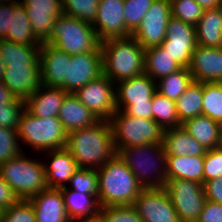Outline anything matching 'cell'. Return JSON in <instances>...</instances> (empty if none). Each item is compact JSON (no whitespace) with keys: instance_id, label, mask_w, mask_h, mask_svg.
Segmentation results:
<instances>
[{"instance_id":"6da1fadb","label":"cell","mask_w":222,"mask_h":222,"mask_svg":"<svg viewBox=\"0 0 222 222\" xmlns=\"http://www.w3.org/2000/svg\"><path fill=\"white\" fill-rule=\"evenodd\" d=\"M66 149L76 160L78 168H101L117 154L110 122L99 120L93 126L71 131Z\"/></svg>"},{"instance_id":"7a4b0ae2","label":"cell","mask_w":222,"mask_h":222,"mask_svg":"<svg viewBox=\"0 0 222 222\" xmlns=\"http://www.w3.org/2000/svg\"><path fill=\"white\" fill-rule=\"evenodd\" d=\"M97 174L101 208L133 205L144 189L118 154L97 169Z\"/></svg>"},{"instance_id":"3957f363","label":"cell","mask_w":222,"mask_h":222,"mask_svg":"<svg viewBox=\"0 0 222 222\" xmlns=\"http://www.w3.org/2000/svg\"><path fill=\"white\" fill-rule=\"evenodd\" d=\"M101 52L103 74L114 83L145 73V49L132 36L102 41Z\"/></svg>"},{"instance_id":"277c9868","label":"cell","mask_w":222,"mask_h":222,"mask_svg":"<svg viewBox=\"0 0 222 222\" xmlns=\"http://www.w3.org/2000/svg\"><path fill=\"white\" fill-rule=\"evenodd\" d=\"M117 154L144 189L164 188L167 181V155L163 144L121 148Z\"/></svg>"},{"instance_id":"5b68a950","label":"cell","mask_w":222,"mask_h":222,"mask_svg":"<svg viewBox=\"0 0 222 222\" xmlns=\"http://www.w3.org/2000/svg\"><path fill=\"white\" fill-rule=\"evenodd\" d=\"M39 161V162H38ZM0 177L5 180L23 200L48 188L44 162L20 155L0 163Z\"/></svg>"},{"instance_id":"8992f818","label":"cell","mask_w":222,"mask_h":222,"mask_svg":"<svg viewBox=\"0 0 222 222\" xmlns=\"http://www.w3.org/2000/svg\"><path fill=\"white\" fill-rule=\"evenodd\" d=\"M17 133L23 144L41 153L66 148L68 133L58 117L40 118L24 110Z\"/></svg>"},{"instance_id":"52a82bcc","label":"cell","mask_w":222,"mask_h":222,"mask_svg":"<svg viewBox=\"0 0 222 222\" xmlns=\"http://www.w3.org/2000/svg\"><path fill=\"white\" fill-rule=\"evenodd\" d=\"M44 42L75 55L101 51L102 41L91 24L63 14L56 19L50 36Z\"/></svg>"},{"instance_id":"ba28073f","label":"cell","mask_w":222,"mask_h":222,"mask_svg":"<svg viewBox=\"0 0 222 222\" xmlns=\"http://www.w3.org/2000/svg\"><path fill=\"white\" fill-rule=\"evenodd\" d=\"M109 122L116 151L147 144H162L164 129L153 119L137 118L117 110Z\"/></svg>"},{"instance_id":"9c48e42d","label":"cell","mask_w":222,"mask_h":222,"mask_svg":"<svg viewBox=\"0 0 222 222\" xmlns=\"http://www.w3.org/2000/svg\"><path fill=\"white\" fill-rule=\"evenodd\" d=\"M180 222H197L206 201L204 184L187 179L167 180L164 186Z\"/></svg>"},{"instance_id":"30bf717a","label":"cell","mask_w":222,"mask_h":222,"mask_svg":"<svg viewBox=\"0 0 222 222\" xmlns=\"http://www.w3.org/2000/svg\"><path fill=\"white\" fill-rule=\"evenodd\" d=\"M115 83L102 74L78 89L74 95L100 120L109 121L116 108Z\"/></svg>"},{"instance_id":"8fae6325","label":"cell","mask_w":222,"mask_h":222,"mask_svg":"<svg viewBox=\"0 0 222 222\" xmlns=\"http://www.w3.org/2000/svg\"><path fill=\"white\" fill-rule=\"evenodd\" d=\"M171 17L170 0H154L131 36L144 49L161 46L166 37V28Z\"/></svg>"},{"instance_id":"7c38bea8","label":"cell","mask_w":222,"mask_h":222,"mask_svg":"<svg viewBox=\"0 0 222 222\" xmlns=\"http://www.w3.org/2000/svg\"><path fill=\"white\" fill-rule=\"evenodd\" d=\"M196 46V27L171 17L167 24L166 37L161 44L165 52L181 67L188 68Z\"/></svg>"},{"instance_id":"4fadbf2b","label":"cell","mask_w":222,"mask_h":222,"mask_svg":"<svg viewBox=\"0 0 222 222\" xmlns=\"http://www.w3.org/2000/svg\"><path fill=\"white\" fill-rule=\"evenodd\" d=\"M133 206L143 222H180L165 188L143 189Z\"/></svg>"},{"instance_id":"5bb4252c","label":"cell","mask_w":222,"mask_h":222,"mask_svg":"<svg viewBox=\"0 0 222 222\" xmlns=\"http://www.w3.org/2000/svg\"><path fill=\"white\" fill-rule=\"evenodd\" d=\"M102 74L103 56L101 51L71 55V60L68 62L67 77L60 87L67 93H75Z\"/></svg>"},{"instance_id":"9a60e30c","label":"cell","mask_w":222,"mask_h":222,"mask_svg":"<svg viewBox=\"0 0 222 222\" xmlns=\"http://www.w3.org/2000/svg\"><path fill=\"white\" fill-rule=\"evenodd\" d=\"M101 41L110 38H129L124 18V0H99L96 19L92 25Z\"/></svg>"},{"instance_id":"2e32d148","label":"cell","mask_w":222,"mask_h":222,"mask_svg":"<svg viewBox=\"0 0 222 222\" xmlns=\"http://www.w3.org/2000/svg\"><path fill=\"white\" fill-rule=\"evenodd\" d=\"M1 82L16 99L25 101L42 86L40 64L5 65Z\"/></svg>"},{"instance_id":"e0dca14e","label":"cell","mask_w":222,"mask_h":222,"mask_svg":"<svg viewBox=\"0 0 222 222\" xmlns=\"http://www.w3.org/2000/svg\"><path fill=\"white\" fill-rule=\"evenodd\" d=\"M36 37L44 42L51 34L56 19L63 15L62 0H20Z\"/></svg>"},{"instance_id":"ac0fdd59","label":"cell","mask_w":222,"mask_h":222,"mask_svg":"<svg viewBox=\"0 0 222 222\" xmlns=\"http://www.w3.org/2000/svg\"><path fill=\"white\" fill-rule=\"evenodd\" d=\"M195 82H222V47L197 45L188 67Z\"/></svg>"},{"instance_id":"d6986e66","label":"cell","mask_w":222,"mask_h":222,"mask_svg":"<svg viewBox=\"0 0 222 222\" xmlns=\"http://www.w3.org/2000/svg\"><path fill=\"white\" fill-rule=\"evenodd\" d=\"M71 55L53 46L42 42L40 46V68L42 85L60 87L67 77L68 62Z\"/></svg>"},{"instance_id":"ffe728a7","label":"cell","mask_w":222,"mask_h":222,"mask_svg":"<svg viewBox=\"0 0 222 222\" xmlns=\"http://www.w3.org/2000/svg\"><path fill=\"white\" fill-rule=\"evenodd\" d=\"M116 105L148 103L156 91V81L146 73L115 84Z\"/></svg>"},{"instance_id":"44dd1931","label":"cell","mask_w":222,"mask_h":222,"mask_svg":"<svg viewBox=\"0 0 222 222\" xmlns=\"http://www.w3.org/2000/svg\"><path fill=\"white\" fill-rule=\"evenodd\" d=\"M29 200L35 210L36 222H71L61 189L47 188Z\"/></svg>"},{"instance_id":"7402d4cb","label":"cell","mask_w":222,"mask_h":222,"mask_svg":"<svg viewBox=\"0 0 222 222\" xmlns=\"http://www.w3.org/2000/svg\"><path fill=\"white\" fill-rule=\"evenodd\" d=\"M44 153H48L49 156L47 154L46 157L51 159L50 163L47 162L48 164L44 162L48 188L60 189L66 187L71 176L78 169L76 160L66 148L51 150Z\"/></svg>"},{"instance_id":"603a6c76","label":"cell","mask_w":222,"mask_h":222,"mask_svg":"<svg viewBox=\"0 0 222 222\" xmlns=\"http://www.w3.org/2000/svg\"><path fill=\"white\" fill-rule=\"evenodd\" d=\"M67 94L61 87L42 85L25 100V110L40 118L58 117L63 99Z\"/></svg>"},{"instance_id":"cb8c5ba5","label":"cell","mask_w":222,"mask_h":222,"mask_svg":"<svg viewBox=\"0 0 222 222\" xmlns=\"http://www.w3.org/2000/svg\"><path fill=\"white\" fill-rule=\"evenodd\" d=\"M58 118L67 133L93 126L100 120L82 104L74 93H68L63 99Z\"/></svg>"},{"instance_id":"d4e9b609","label":"cell","mask_w":222,"mask_h":222,"mask_svg":"<svg viewBox=\"0 0 222 222\" xmlns=\"http://www.w3.org/2000/svg\"><path fill=\"white\" fill-rule=\"evenodd\" d=\"M162 144L167 156H204L207 151L182 126L164 129Z\"/></svg>"},{"instance_id":"484cf974","label":"cell","mask_w":222,"mask_h":222,"mask_svg":"<svg viewBox=\"0 0 222 222\" xmlns=\"http://www.w3.org/2000/svg\"><path fill=\"white\" fill-rule=\"evenodd\" d=\"M69 220L94 218L99 215L100 204L96 194H85L66 187L60 188Z\"/></svg>"},{"instance_id":"4316f807","label":"cell","mask_w":222,"mask_h":222,"mask_svg":"<svg viewBox=\"0 0 222 222\" xmlns=\"http://www.w3.org/2000/svg\"><path fill=\"white\" fill-rule=\"evenodd\" d=\"M182 127L206 150L219 148L222 125L206 115L187 119Z\"/></svg>"},{"instance_id":"83f0119b","label":"cell","mask_w":222,"mask_h":222,"mask_svg":"<svg viewBox=\"0 0 222 222\" xmlns=\"http://www.w3.org/2000/svg\"><path fill=\"white\" fill-rule=\"evenodd\" d=\"M167 180L187 179L204 184V156H167Z\"/></svg>"},{"instance_id":"f1b7e54d","label":"cell","mask_w":222,"mask_h":222,"mask_svg":"<svg viewBox=\"0 0 222 222\" xmlns=\"http://www.w3.org/2000/svg\"><path fill=\"white\" fill-rule=\"evenodd\" d=\"M195 27L197 45L210 48L222 47V13L219 7L204 10Z\"/></svg>"},{"instance_id":"f546056e","label":"cell","mask_w":222,"mask_h":222,"mask_svg":"<svg viewBox=\"0 0 222 222\" xmlns=\"http://www.w3.org/2000/svg\"><path fill=\"white\" fill-rule=\"evenodd\" d=\"M4 39L28 46H41L42 44L33 33V28L26 14L25 6L20 1L13 6L10 30Z\"/></svg>"},{"instance_id":"4dcf8cb0","label":"cell","mask_w":222,"mask_h":222,"mask_svg":"<svg viewBox=\"0 0 222 222\" xmlns=\"http://www.w3.org/2000/svg\"><path fill=\"white\" fill-rule=\"evenodd\" d=\"M0 57L4 66L40 64V46H28L0 39Z\"/></svg>"},{"instance_id":"1f68e13d","label":"cell","mask_w":222,"mask_h":222,"mask_svg":"<svg viewBox=\"0 0 222 222\" xmlns=\"http://www.w3.org/2000/svg\"><path fill=\"white\" fill-rule=\"evenodd\" d=\"M145 73L157 81L182 67L161 46L145 49Z\"/></svg>"},{"instance_id":"d6a6232c","label":"cell","mask_w":222,"mask_h":222,"mask_svg":"<svg viewBox=\"0 0 222 222\" xmlns=\"http://www.w3.org/2000/svg\"><path fill=\"white\" fill-rule=\"evenodd\" d=\"M175 103L181 124L187 119L202 115L203 83L193 81Z\"/></svg>"},{"instance_id":"836d02e7","label":"cell","mask_w":222,"mask_h":222,"mask_svg":"<svg viewBox=\"0 0 222 222\" xmlns=\"http://www.w3.org/2000/svg\"><path fill=\"white\" fill-rule=\"evenodd\" d=\"M193 81L190 70L186 67H182L178 71L157 80L156 91L160 95L176 101Z\"/></svg>"},{"instance_id":"e575fe53","label":"cell","mask_w":222,"mask_h":222,"mask_svg":"<svg viewBox=\"0 0 222 222\" xmlns=\"http://www.w3.org/2000/svg\"><path fill=\"white\" fill-rule=\"evenodd\" d=\"M153 120L163 129L182 126L176 111V103L156 92L152 97Z\"/></svg>"},{"instance_id":"d590c367","label":"cell","mask_w":222,"mask_h":222,"mask_svg":"<svg viewBox=\"0 0 222 222\" xmlns=\"http://www.w3.org/2000/svg\"><path fill=\"white\" fill-rule=\"evenodd\" d=\"M202 114L222 125V82L203 83Z\"/></svg>"},{"instance_id":"8d00e7d4","label":"cell","mask_w":222,"mask_h":222,"mask_svg":"<svg viewBox=\"0 0 222 222\" xmlns=\"http://www.w3.org/2000/svg\"><path fill=\"white\" fill-rule=\"evenodd\" d=\"M99 0H62L65 15L76 17L81 21L94 24Z\"/></svg>"},{"instance_id":"74e56055","label":"cell","mask_w":222,"mask_h":222,"mask_svg":"<svg viewBox=\"0 0 222 222\" xmlns=\"http://www.w3.org/2000/svg\"><path fill=\"white\" fill-rule=\"evenodd\" d=\"M172 17L196 26L204 9L195 0H170Z\"/></svg>"},{"instance_id":"f35d334b","label":"cell","mask_w":222,"mask_h":222,"mask_svg":"<svg viewBox=\"0 0 222 222\" xmlns=\"http://www.w3.org/2000/svg\"><path fill=\"white\" fill-rule=\"evenodd\" d=\"M70 187L77 192L85 194H96L98 196V174L97 169L78 168L69 180Z\"/></svg>"},{"instance_id":"ab89813d","label":"cell","mask_w":222,"mask_h":222,"mask_svg":"<svg viewBox=\"0 0 222 222\" xmlns=\"http://www.w3.org/2000/svg\"><path fill=\"white\" fill-rule=\"evenodd\" d=\"M154 0H124V18L127 29L133 33Z\"/></svg>"},{"instance_id":"60d3db41","label":"cell","mask_w":222,"mask_h":222,"mask_svg":"<svg viewBox=\"0 0 222 222\" xmlns=\"http://www.w3.org/2000/svg\"><path fill=\"white\" fill-rule=\"evenodd\" d=\"M20 144L17 129L0 126V163L20 155Z\"/></svg>"},{"instance_id":"b9f144b4","label":"cell","mask_w":222,"mask_h":222,"mask_svg":"<svg viewBox=\"0 0 222 222\" xmlns=\"http://www.w3.org/2000/svg\"><path fill=\"white\" fill-rule=\"evenodd\" d=\"M99 216L102 222H143L133 205L104 207Z\"/></svg>"},{"instance_id":"7bdbcfd3","label":"cell","mask_w":222,"mask_h":222,"mask_svg":"<svg viewBox=\"0 0 222 222\" xmlns=\"http://www.w3.org/2000/svg\"><path fill=\"white\" fill-rule=\"evenodd\" d=\"M2 222H36V214L30 200L20 199L4 209Z\"/></svg>"},{"instance_id":"ee69618b","label":"cell","mask_w":222,"mask_h":222,"mask_svg":"<svg viewBox=\"0 0 222 222\" xmlns=\"http://www.w3.org/2000/svg\"><path fill=\"white\" fill-rule=\"evenodd\" d=\"M25 110V101L16 99L11 104L0 106V126L18 129V123L21 114Z\"/></svg>"},{"instance_id":"f6af8a7d","label":"cell","mask_w":222,"mask_h":222,"mask_svg":"<svg viewBox=\"0 0 222 222\" xmlns=\"http://www.w3.org/2000/svg\"><path fill=\"white\" fill-rule=\"evenodd\" d=\"M222 176V148L207 150L204 155V184Z\"/></svg>"},{"instance_id":"bcb514c9","label":"cell","mask_w":222,"mask_h":222,"mask_svg":"<svg viewBox=\"0 0 222 222\" xmlns=\"http://www.w3.org/2000/svg\"><path fill=\"white\" fill-rule=\"evenodd\" d=\"M117 110L124 111L127 115L137 118L153 119L152 99L148 103L132 105H116Z\"/></svg>"},{"instance_id":"7dc6e473","label":"cell","mask_w":222,"mask_h":222,"mask_svg":"<svg viewBox=\"0 0 222 222\" xmlns=\"http://www.w3.org/2000/svg\"><path fill=\"white\" fill-rule=\"evenodd\" d=\"M197 222H222V204L206 199Z\"/></svg>"},{"instance_id":"c3c4849f","label":"cell","mask_w":222,"mask_h":222,"mask_svg":"<svg viewBox=\"0 0 222 222\" xmlns=\"http://www.w3.org/2000/svg\"><path fill=\"white\" fill-rule=\"evenodd\" d=\"M16 1L3 0L0 3V39H4L10 30L11 15Z\"/></svg>"},{"instance_id":"681fc988","label":"cell","mask_w":222,"mask_h":222,"mask_svg":"<svg viewBox=\"0 0 222 222\" xmlns=\"http://www.w3.org/2000/svg\"><path fill=\"white\" fill-rule=\"evenodd\" d=\"M20 198L13 188L0 177V207L4 210L16 204Z\"/></svg>"},{"instance_id":"f907efd6","label":"cell","mask_w":222,"mask_h":222,"mask_svg":"<svg viewBox=\"0 0 222 222\" xmlns=\"http://www.w3.org/2000/svg\"><path fill=\"white\" fill-rule=\"evenodd\" d=\"M206 199L222 204V176L204 184Z\"/></svg>"},{"instance_id":"816d5d0a","label":"cell","mask_w":222,"mask_h":222,"mask_svg":"<svg viewBox=\"0 0 222 222\" xmlns=\"http://www.w3.org/2000/svg\"><path fill=\"white\" fill-rule=\"evenodd\" d=\"M16 100L11 91L0 81V106L11 104Z\"/></svg>"},{"instance_id":"f5cc1de1","label":"cell","mask_w":222,"mask_h":222,"mask_svg":"<svg viewBox=\"0 0 222 222\" xmlns=\"http://www.w3.org/2000/svg\"><path fill=\"white\" fill-rule=\"evenodd\" d=\"M204 10L218 8L222 0H195Z\"/></svg>"},{"instance_id":"db71d44e","label":"cell","mask_w":222,"mask_h":222,"mask_svg":"<svg viewBox=\"0 0 222 222\" xmlns=\"http://www.w3.org/2000/svg\"><path fill=\"white\" fill-rule=\"evenodd\" d=\"M72 222H102L101 217L98 215L94 218H87V219H77Z\"/></svg>"},{"instance_id":"11a10c76","label":"cell","mask_w":222,"mask_h":222,"mask_svg":"<svg viewBox=\"0 0 222 222\" xmlns=\"http://www.w3.org/2000/svg\"><path fill=\"white\" fill-rule=\"evenodd\" d=\"M4 70H5L4 62L2 61L0 57V81L2 80Z\"/></svg>"},{"instance_id":"9f6ffc18","label":"cell","mask_w":222,"mask_h":222,"mask_svg":"<svg viewBox=\"0 0 222 222\" xmlns=\"http://www.w3.org/2000/svg\"><path fill=\"white\" fill-rule=\"evenodd\" d=\"M3 209L0 207V222H2L3 219Z\"/></svg>"},{"instance_id":"6f0895ef","label":"cell","mask_w":222,"mask_h":222,"mask_svg":"<svg viewBox=\"0 0 222 222\" xmlns=\"http://www.w3.org/2000/svg\"><path fill=\"white\" fill-rule=\"evenodd\" d=\"M220 147L222 148V127H221V143H220Z\"/></svg>"},{"instance_id":"680465c9","label":"cell","mask_w":222,"mask_h":222,"mask_svg":"<svg viewBox=\"0 0 222 222\" xmlns=\"http://www.w3.org/2000/svg\"><path fill=\"white\" fill-rule=\"evenodd\" d=\"M219 8H220L221 13H222V1H221V4H220Z\"/></svg>"}]
</instances>
